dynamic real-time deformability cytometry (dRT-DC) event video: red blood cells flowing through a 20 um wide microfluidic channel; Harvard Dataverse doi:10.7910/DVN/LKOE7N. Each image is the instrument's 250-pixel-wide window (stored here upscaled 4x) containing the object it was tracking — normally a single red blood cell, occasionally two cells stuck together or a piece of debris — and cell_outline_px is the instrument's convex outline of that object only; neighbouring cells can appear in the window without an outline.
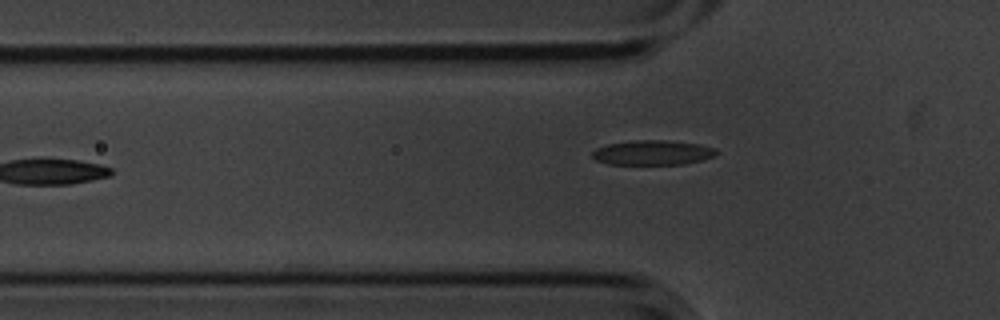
{"species": "common noctule bat (a hibernating species)", "species_latin": "Nyctalus noctula", "temperature_condition": "cold", "stored_images_in_passage": 7, "camera_frame_rate_fps": 3000, "um_per_image_px": 0.085, "animal": {"sex": "male", "body_mass_g": 20.1, "forearm_length_mm": 53.5}, "frame": {"image": 1, "passage_image": 7, "time_ms": 2.0, "image_size_px": [1000, 320], "cell_outline_px": [[720, 152], [716, 156], [704, 160], [684, 164], [608, 164], [596, 160], [592, 156], [592, 152], [596, 148], [608, 144], [632, 140], [664, 140], [700, 144], [716, 148]], "centroid_in_image_um": [55.53, 12.97], "position_along_channel_um": 70.3, "area_um2": 18.09}}